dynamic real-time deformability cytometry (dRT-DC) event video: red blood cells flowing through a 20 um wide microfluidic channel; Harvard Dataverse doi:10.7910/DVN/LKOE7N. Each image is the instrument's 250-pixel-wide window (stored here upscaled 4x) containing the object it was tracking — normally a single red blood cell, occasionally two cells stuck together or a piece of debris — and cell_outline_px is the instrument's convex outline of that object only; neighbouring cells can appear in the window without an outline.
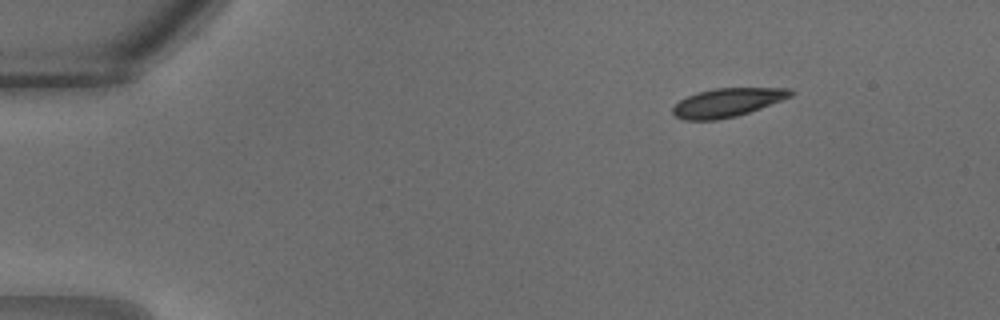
{"species": "common noctule bat (a hibernating species)", "species_latin": "Nyctalus noctula", "temperature_condition": "warm", "stored_images_in_passage": 28, "camera_frame_rate_fps": 3000, "um_per_image_px": 0.085, "animal": {"sex": "male", "body_mass_g": 18.8}, "frame": {"image": 1, "passage_image": 1, "time_ms": 0.0, "image_size_px": [1000, 320], "cell_outline_px": [[796, 92], [792, 96], [760, 108], [736, 116], [716, 120], [684, 120], [676, 116], [672, 112], [672, 108], [680, 100], [696, 92], [712, 88], [792, 88]], "centroid_in_image_um": [61.83, 8.7], "position_along_channel_um": 23.2, "area_um2": 19.65}}
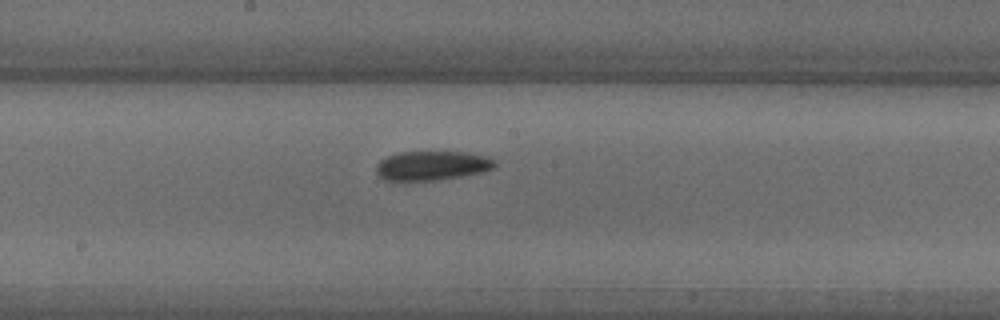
{"frame": {"image": 2, "passage_image": 14, "time_ms": 4.333, "image_size_px": [1000, 320], "cell_outline_px": [[496, 164], [492, 168], [484, 172], [436, 180], [384, 180], [376, 172], [376, 164], [380, 160], [388, 156], [400, 152], [464, 152], [484, 156], [492, 160]], "centroid_in_image_um": [36.68, 14.08], "position_along_channel_um": 211.5, "area_um2": 19.94}}
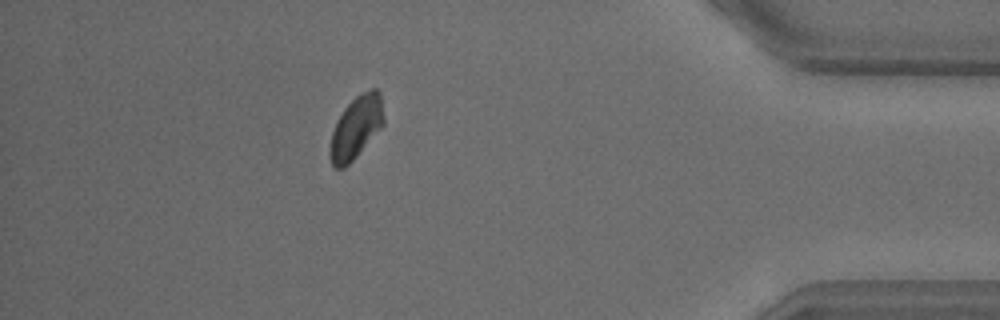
{"frame": {"image": 3, "passage_image": 25, "time_ms": 8.0, "image_size_px": [1000, 320], "cell_outline_px": [[384, 124], [356, 156], [344, 168], [336, 168], [332, 164], [328, 152], [332, 132], [336, 120], [344, 108], [360, 92], [372, 88], [376, 88], [380, 92], [384, 120]], "centroid_in_image_um": [30.25, 10.81], "position_along_channel_um": 405.0, "area_um2": 19.54}}